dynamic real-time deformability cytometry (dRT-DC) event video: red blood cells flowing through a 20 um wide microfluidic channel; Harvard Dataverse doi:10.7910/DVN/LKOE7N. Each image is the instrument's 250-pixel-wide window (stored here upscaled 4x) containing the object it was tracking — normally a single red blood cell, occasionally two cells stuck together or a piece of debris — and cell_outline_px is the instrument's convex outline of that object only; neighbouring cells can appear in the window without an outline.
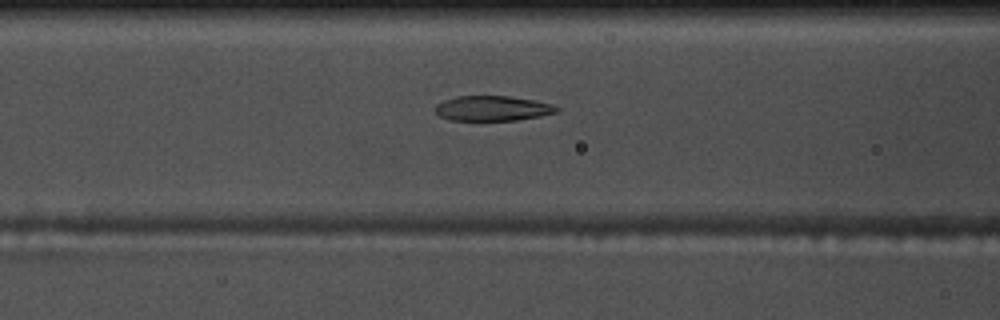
{"species": "common noctule bat (a hibernating species)", "species_latin": "Nyctalus noctula", "temperature_condition": "warm", "stored_images_in_passage": 44, "segment_of_instrument_passage": [1, 2], "camera_frame_rate_fps": 3000, "um_per_image_px": 0.085, "animal": {"sex": "male", "body_mass_g": 17.5, "forearm_length_mm": 52.3}, "frame": {"image": 1, "passage_image": 10, "time_ms": 3.0, "image_size_px": [1000, 320], "cell_outline_px": [[560, 112], [540, 116], [516, 120], [452, 120], [440, 116], [436, 112], [436, 104], [444, 100], [456, 96], [508, 96], [532, 100], [552, 104], [560, 108]], "centroid_in_image_um": [41.89, 9.21], "position_along_channel_um": 124.7, "area_um2": 17.63}}
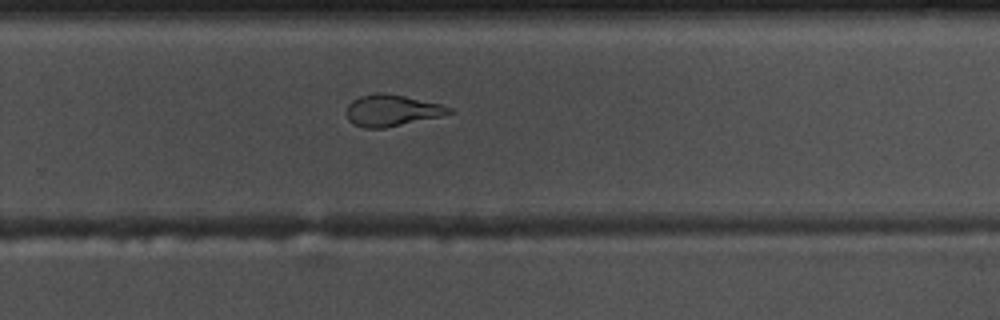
{"frame": {"image": 2, "passage_image": 24, "time_ms": 7.667, "image_size_px": [1000, 320], "cell_outline_px": [[452, 112], [440, 116], [384, 128], [364, 128], [352, 124], [348, 120], [348, 104], [352, 100], [360, 96], [376, 92], [384, 92], [404, 96], [440, 104], [452, 108]], "centroid_in_image_um": [33.26, 9.38], "position_along_channel_um": 296.5, "area_um2": 18.61}}
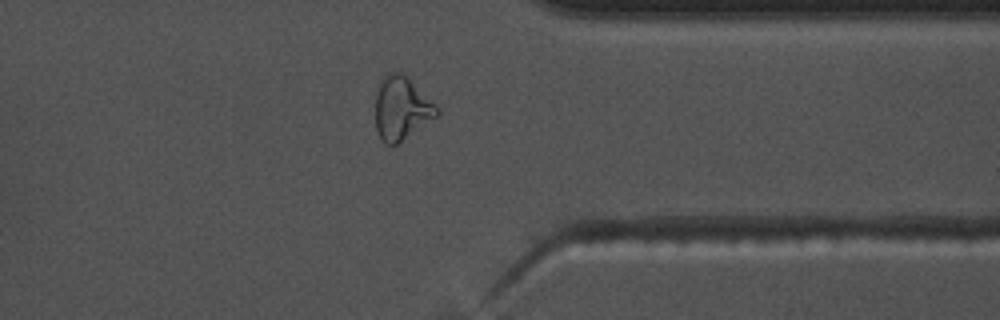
{"frame": {"image": 3, "passage_image": 31, "time_ms": 10.0, "image_size_px": [1000, 320], "cell_outline_px": [[440, 112], [436, 116], [396, 144], [388, 144], [380, 136], [376, 128], [376, 92], [380, 80], [388, 72], [400, 72], [408, 76], [440, 108]], "centroid_in_image_um": [34.13, 9.14], "position_along_channel_um": 377.3, "area_um2": 22.43}}